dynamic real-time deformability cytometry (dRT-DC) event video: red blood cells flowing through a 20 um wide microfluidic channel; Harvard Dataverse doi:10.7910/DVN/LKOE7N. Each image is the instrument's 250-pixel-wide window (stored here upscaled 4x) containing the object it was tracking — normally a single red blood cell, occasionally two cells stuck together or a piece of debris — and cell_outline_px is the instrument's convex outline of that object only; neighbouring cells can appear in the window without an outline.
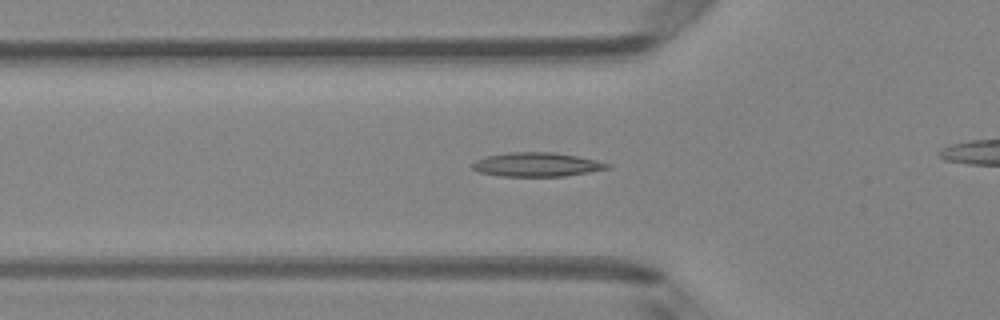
{"species": "Egyptian fruit bat (a non-hibernating species)", "species_latin": "Rousettus aegyptiacus", "temperature_condition": "room temperature", "stored_images_in_passage": 41, "camera_frame_rate_fps": 3000, "um_per_image_px": 0.085, "animal": {"sex": "female"}, "frame": {"image": 1, "passage_image": 16, "time_ms": 5.0, "image_size_px": [1000, 320], "cell_outline_px": [[612, 168], [564, 176], [500, 176], [480, 172], [472, 168], [472, 164], [476, 160], [484, 156], [508, 152], [552, 152], [580, 156], [612, 164]], "centroid_in_image_um": [45.65, 13.98], "position_along_channel_um": 80.1, "area_um2": 19.02}}
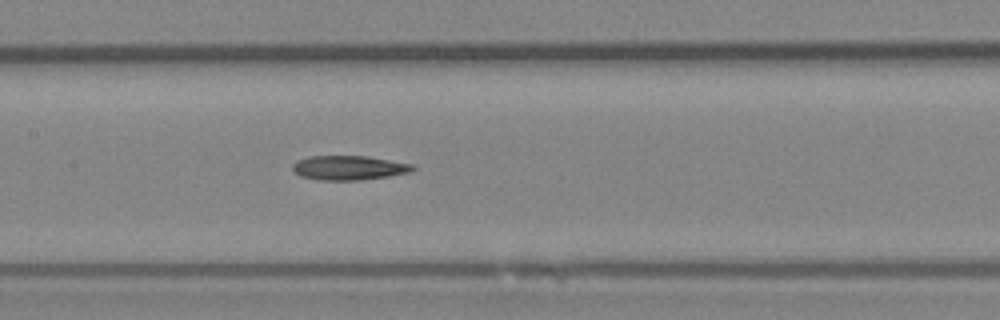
{"frame": {"image": 2, "passage_image": 23, "time_ms": 7.333, "image_size_px": [1000, 320], "cell_outline_px": [[416, 168], [408, 172], [388, 176], [360, 180], [316, 180], [300, 176], [292, 172], [292, 164], [296, 160], [308, 156], [368, 156], [412, 164]], "centroid_in_image_um": [29.58, 14.26], "position_along_channel_um": 177.8, "area_um2": 17.17}}
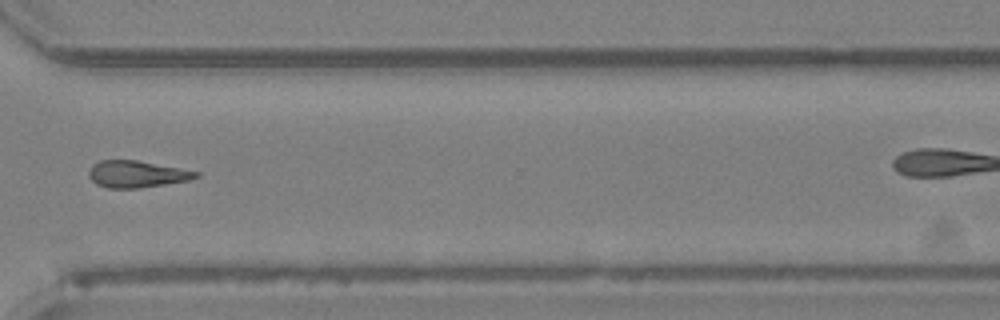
{"frame": {"image": 3, "passage_image": 36, "time_ms": 11.667, "image_size_px": [1000, 320], "cell_outline_px": [[200, 176], [188, 180], [140, 188], [108, 188], [96, 184], [88, 176], [88, 172], [92, 164], [100, 160], [136, 160], [200, 172]], "centroid_in_image_um": [11.58, 14.8], "position_along_channel_um": 359.0, "area_um2": 16.65}}